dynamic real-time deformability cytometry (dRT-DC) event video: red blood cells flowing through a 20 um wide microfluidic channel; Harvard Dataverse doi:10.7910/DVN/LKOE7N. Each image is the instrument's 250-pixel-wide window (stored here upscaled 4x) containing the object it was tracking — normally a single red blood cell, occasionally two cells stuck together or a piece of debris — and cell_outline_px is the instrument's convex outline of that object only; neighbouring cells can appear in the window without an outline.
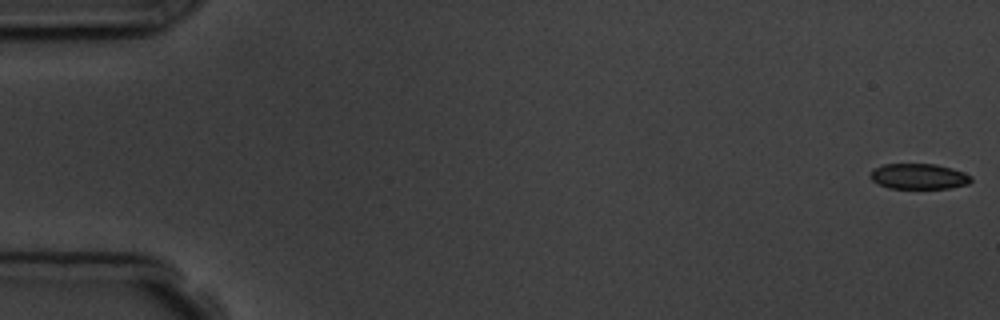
{"species": "common noctule bat (a hibernating species)", "species_latin": "Nyctalus noctula", "temperature_condition": "room temperature", "stored_images_in_passage": 5, "camera_frame_rate_fps": 3000, "um_per_image_px": 0.085, "animal": {"sex": "male", "body_mass_g": 19.5, "forearm_length_mm": 54.6}, "frame": {"image": 1, "passage_image": 1, "time_ms": 0.0, "image_size_px": [1000, 320], "cell_outline_px": [[972, 180], [968, 184], [948, 188], [888, 188], [876, 184], [868, 176], [872, 168], [884, 164], [936, 164], [952, 168], [964, 172], [972, 176]], "centroid_in_image_um": [78.05, 14.99], "position_along_channel_um": 6.9, "area_um2": 15.2}}
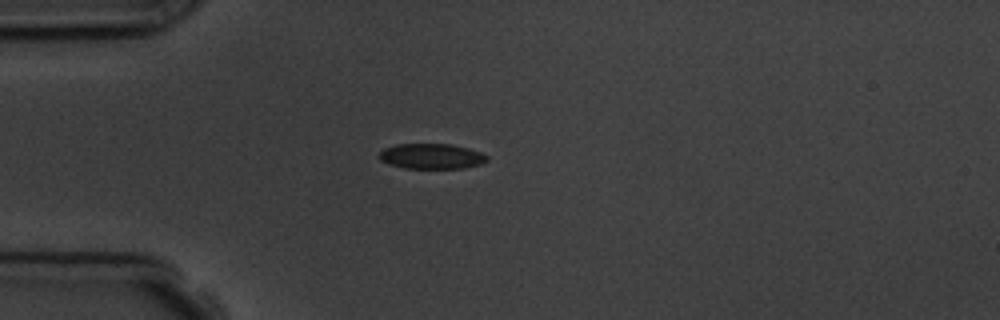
{"frame": {"image": 2, "passage_image": 4, "time_ms": 4.667, "image_size_px": [1000, 320], "cell_outline_px": [[488, 160], [480, 164], [464, 168], [404, 168], [388, 164], [380, 160], [376, 156], [384, 148], [396, 144], [448, 144], [468, 148], [480, 152], [488, 156]], "centroid_in_image_um": [36.64, 13.28], "position_along_channel_um": 48.4, "area_um2": 15.95}}